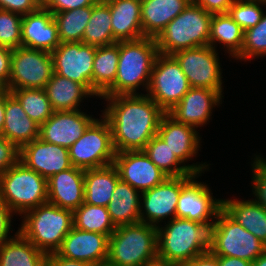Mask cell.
<instances>
[{
	"mask_svg": "<svg viewBox=\"0 0 266 266\" xmlns=\"http://www.w3.org/2000/svg\"><path fill=\"white\" fill-rule=\"evenodd\" d=\"M193 126L176 121L165 113L160 121L157 135L184 164L197 157L201 148V137Z\"/></svg>",
	"mask_w": 266,
	"mask_h": 266,
	"instance_id": "obj_22",
	"label": "cell"
},
{
	"mask_svg": "<svg viewBox=\"0 0 266 266\" xmlns=\"http://www.w3.org/2000/svg\"><path fill=\"white\" fill-rule=\"evenodd\" d=\"M43 6V0H0V9L22 16L32 13Z\"/></svg>",
	"mask_w": 266,
	"mask_h": 266,
	"instance_id": "obj_44",
	"label": "cell"
},
{
	"mask_svg": "<svg viewBox=\"0 0 266 266\" xmlns=\"http://www.w3.org/2000/svg\"><path fill=\"white\" fill-rule=\"evenodd\" d=\"M73 226L79 230L101 233L108 237L116 230L107 207L87 203L73 211Z\"/></svg>",
	"mask_w": 266,
	"mask_h": 266,
	"instance_id": "obj_36",
	"label": "cell"
},
{
	"mask_svg": "<svg viewBox=\"0 0 266 266\" xmlns=\"http://www.w3.org/2000/svg\"><path fill=\"white\" fill-rule=\"evenodd\" d=\"M13 49L0 46V88L8 90Z\"/></svg>",
	"mask_w": 266,
	"mask_h": 266,
	"instance_id": "obj_47",
	"label": "cell"
},
{
	"mask_svg": "<svg viewBox=\"0 0 266 266\" xmlns=\"http://www.w3.org/2000/svg\"><path fill=\"white\" fill-rule=\"evenodd\" d=\"M158 257L157 227L147 223L117 226L109 237V266H143Z\"/></svg>",
	"mask_w": 266,
	"mask_h": 266,
	"instance_id": "obj_6",
	"label": "cell"
},
{
	"mask_svg": "<svg viewBox=\"0 0 266 266\" xmlns=\"http://www.w3.org/2000/svg\"><path fill=\"white\" fill-rule=\"evenodd\" d=\"M119 180V172L114 164L86 169L84 203L107 207Z\"/></svg>",
	"mask_w": 266,
	"mask_h": 266,
	"instance_id": "obj_30",
	"label": "cell"
},
{
	"mask_svg": "<svg viewBox=\"0 0 266 266\" xmlns=\"http://www.w3.org/2000/svg\"><path fill=\"white\" fill-rule=\"evenodd\" d=\"M2 136L19 149L39 138V125L28 117L18 100L7 89Z\"/></svg>",
	"mask_w": 266,
	"mask_h": 266,
	"instance_id": "obj_25",
	"label": "cell"
},
{
	"mask_svg": "<svg viewBox=\"0 0 266 266\" xmlns=\"http://www.w3.org/2000/svg\"><path fill=\"white\" fill-rule=\"evenodd\" d=\"M44 91L54 111L79 110L83 100L95 98L84 85L54 72Z\"/></svg>",
	"mask_w": 266,
	"mask_h": 266,
	"instance_id": "obj_28",
	"label": "cell"
},
{
	"mask_svg": "<svg viewBox=\"0 0 266 266\" xmlns=\"http://www.w3.org/2000/svg\"><path fill=\"white\" fill-rule=\"evenodd\" d=\"M198 6L203 8L208 13L213 14H220V13H227L229 7L236 1V0H193Z\"/></svg>",
	"mask_w": 266,
	"mask_h": 266,
	"instance_id": "obj_48",
	"label": "cell"
},
{
	"mask_svg": "<svg viewBox=\"0 0 266 266\" xmlns=\"http://www.w3.org/2000/svg\"><path fill=\"white\" fill-rule=\"evenodd\" d=\"M113 164L119 172L120 179L141 193L168 178L143 150L116 153Z\"/></svg>",
	"mask_w": 266,
	"mask_h": 266,
	"instance_id": "obj_16",
	"label": "cell"
},
{
	"mask_svg": "<svg viewBox=\"0 0 266 266\" xmlns=\"http://www.w3.org/2000/svg\"><path fill=\"white\" fill-rule=\"evenodd\" d=\"M266 56V11L254 27L244 31L243 45L235 60L251 61Z\"/></svg>",
	"mask_w": 266,
	"mask_h": 266,
	"instance_id": "obj_39",
	"label": "cell"
},
{
	"mask_svg": "<svg viewBox=\"0 0 266 266\" xmlns=\"http://www.w3.org/2000/svg\"><path fill=\"white\" fill-rule=\"evenodd\" d=\"M149 159L168 177H180L186 175H201L209 165L205 163H192L184 165L174 154L168 145L156 134L143 149Z\"/></svg>",
	"mask_w": 266,
	"mask_h": 266,
	"instance_id": "obj_27",
	"label": "cell"
},
{
	"mask_svg": "<svg viewBox=\"0 0 266 266\" xmlns=\"http://www.w3.org/2000/svg\"><path fill=\"white\" fill-rule=\"evenodd\" d=\"M0 197L15 215L22 216L48 202L47 179L18 161L0 175Z\"/></svg>",
	"mask_w": 266,
	"mask_h": 266,
	"instance_id": "obj_7",
	"label": "cell"
},
{
	"mask_svg": "<svg viewBox=\"0 0 266 266\" xmlns=\"http://www.w3.org/2000/svg\"><path fill=\"white\" fill-rule=\"evenodd\" d=\"M9 91L21 104L28 117L39 126L54 113L44 89L24 88Z\"/></svg>",
	"mask_w": 266,
	"mask_h": 266,
	"instance_id": "obj_38",
	"label": "cell"
},
{
	"mask_svg": "<svg viewBox=\"0 0 266 266\" xmlns=\"http://www.w3.org/2000/svg\"><path fill=\"white\" fill-rule=\"evenodd\" d=\"M19 161L47 180L73 167L68 148L47 143L40 138L20 148Z\"/></svg>",
	"mask_w": 266,
	"mask_h": 266,
	"instance_id": "obj_17",
	"label": "cell"
},
{
	"mask_svg": "<svg viewBox=\"0 0 266 266\" xmlns=\"http://www.w3.org/2000/svg\"><path fill=\"white\" fill-rule=\"evenodd\" d=\"M141 195V192L121 179L117 182L107 205L110 218L116 227L140 222Z\"/></svg>",
	"mask_w": 266,
	"mask_h": 266,
	"instance_id": "obj_31",
	"label": "cell"
},
{
	"mask_svg": "<svg viewBox=\"0 0 266 266\" xmlns=\"http://www.w3.org/2000/svg\"><path fill=\"white\" fill-rule=\"evenodd\" d=\"M266 245L234 221L223 209L211 226L210 251L216 256H229L255 261Z\"/></svg>",
	"mask_w": 266,
	"mask_h": 266,
	"instance_id": "obj_8",
	"label": "cell"
},
{
	"mask_svg": "<svg viewBox=\"0 0 266 266\" xmlns=\"http://www.w3.org/2000/svg\"><path fill=\"white\" fill-rule=\"evenodd\" d=\"M222 209L266 245V209L254 199H222Z\"/></svg>",
	"mask_w": 266,
	"mask_h": 266,
	"instance_id": "obj_29",
	"label": "cell"
},
{
	"mask_svg": "<svg viewBox=\"0 0 266 266\" xmlns=\"http://www.w3.org/2000/svg\"><path fill=\"white\" fill-rule=\"evenodd\" d=\"M22 15L0 9V46L15 49L21 46Z\"/></svg>",
	"mask_w": 266,
	"mask_h": 266,
	"instance_id": "obj_41",
	"label": "cell"
},
{
	"mask_svg": "<svg viewBox=\"0 0 266 266\" xmlns=\"http://www.w3.org/2000/svg\"><path fill=\"white\" fill-rule=\"evenodd\" d=\"M218 266H252V262L229 256H218Z\"/></svg>",
	"mask_w": 266,
	"mask_h": 266,
	"instance_id": "obj_51",
	"label": "cell"
},
{
	"mask_svg": "<svg viewBox=\"0 0 266 266\" xmlns=\"http://www.w3.org/2000/svg\"><path fill=\"white\" fill-rule=\"evenodd\" d=\"M109 237L72 227L57 251L60 256L71 260L103 266L108 258Z\"/></svg>",
	"mask_w": 266,
	"mask_h": 266,
	"instance_id": "obj_19",
	"label": "cell"
},
{
	"mask_svg": "<svg viewBox=\"0 0 266 266\" xmlns=\"http://www.w3.org/2000/svg\"><path fill=\"white\" fill-rule=\"evenodd\" d=\"M85 170L71 167L47 180L48 203L71 211L84 203Z\"/></svg>",
	"mask_w": 266,
	"mask_h": 266,
	"instance_id": "obj_23",
	"label": "cell"
},
{
	"mask_svg": "<svg viewBox=\"0 0 266 266\" xmlns=\"http://www.w3.org/2000/svg\"><path fill=\"white\" fill-rule=\"evenodd\" d=\"M212 14L192 1L155 38L158 53L173 55L177 51L209 45Z\"/></svg>",
	"mask_w": 266,
	"mask_h": 266,
	"instance_id": "obj_5",
	"label": "cell"
},
{
	"mask_svg": "<svg viewBox=\"0 0 266 266\" xmlns=\"http://www.w3.org/2000/svg\"><path fill=\"white\" fill-rule=\"evenodd\" d=\"M20 149L0 135V175L19 161Z\"/></svg>",
	"mask_w": 266,
	"mask_h": 266,
	"instance_id": "obj_43",
	"label": "cell"
},
{
	"mask_svg": "<svg viewBox=\"0 0 266 266\" xmlns=\"http://www.w3.org/2000/svg\"><path fill=\"white\" fill-rule=\"evenodd\" d=\"M222 96L218 91L206 88H193L167 112L176 121L197 128L208 124L212 119L213 108L222 104Z\"/></svg>",
	"mask_w": 266,
	"mask_h": 266,
	"instance_id": "obj_20",
	"label": "cell"
},
{
	"mask_svg": "<svg viewBox=\"0 0 266 266\" xmlns=\"http://www.w3.org/2000/svg\"><path fill=\"white\" fill-rule=\"evenodd\" d=\"M194 176L168 177L161 184L143 192L140 222L158 228L162 222L166 223V218L169 221L175 218L180 191Z\"/></svg>",
	"mask_w": 266,
	"mask_h": 266,
	"instance_id": "obj_14",
	"label": "cell"
},
{
	"mask_svg": "<svg viewBox=\"0 0 266 266\" xmlns=\"http://www.w3.org/2000/svg\"><path fill=\"white\" fill-rule=\"evenodd\" d=\"M166 224V225H165ZM157 228L158 257L182 266L210 250L211 226L185 218H173Z\"/></svg>",
	"mask_w": 266,
	"mask_h": 266,
	"instance_id": "obj_3",
	"label": "cell"
},
{
	"mask_svg": "<svg viewBox=\"0 0 266 266\" xmlns=\"http://www.w3.org/2000/svg\"><path fill=\"white\" fill-rule=\"evenodd\" d=\"M60 45L53 13L43 6L22 17L21 46L51 53Z\"/></svg>",
	"mask_w": 266,
	"mask_h": 266,
	"instance_id": "obj_21",
	"label": "cell"
},
{
	"mask_svg": "<svg viewBox=\"0 0 266 266\" xmlns=\"http://www.w3.org/2000/svg\"><path fill=\"white\" fill-rule=\"evenodd\" d=\"M193 0H141L143 36L156 38Z\"/></svg>",
	"mask_w": 266,
	"mask_h": 266,
	"instance_id": "obj_26",
	"label": "cell"
},
{
	"mask_svg": "<svg viewBox=\"0 0 266 266\" xmlns=\"http://www.w3.org/2000/svg\"><path fill=\"white\" fill-rule=\"evenodd\" d=\"M243 36L244 31L228 12L212 15L209 34V45L211 47L217 49L216 45L222 43L225 53H228L229 58L231 56L234 59L242 50Z\"/></svg>",
	"mask_w": 266,
	"mask_h": 266,
	"instance_id": "obj_33",
	"label": "cell"
},
{
	"mask_svg": "<svg viewBox=\"0 0 266 266\" xmlns=\"http://www.w3.org/2000/svg\"><path fill=\"white\" fill-rule=\"evenodd\" d=\"M18 231L46 255L56 253L73 227V211L45 203L26 211Z\"/></svg>",
	"mask_w": 266,
	"mask_h": 266,
	"instance_id": "obj_4",
	"label": "cell"
},
{
	"mask_svg": "<svg viewBox=\"0 0 266 266\" xmlns=\"http://www.w3.org/2000/svg\"><path fill=\"white\" fill-rule=\"evenodd\" d=\"M52 74L51 53L20 46L12 51L8 90L44 89Z\"/></svg>",
	"mask_w": 266,
	"mask_h": 266,
	"instance_id": "obj_12",
	"label": "cell"
},
{
	"mask_svg": "<svg viewBox=\"0 0 266 266\" xmlns=\"http://www.w3.org/2000/svg\"><path fill=\"white\" fill-rule=\"evenodd\" d=\"M190 88L177 60L172 55L158 54L152 68L147 95L167 113Z\"/></svg>",
	"mask_w": 266,
	"mask_h": 266,
	"instance_id": "obj_10",
	"label": "cell"
},
{
	"mask_svg": "<svg viewBox=\"0 0 266 266\" xmlns=\"http://www.w3.org/2000/svg\"><path fill=\"white\" fill-rule=\"evenodd\" d=\"M218 54V50L208 45L177 51L172 56L180 64L190 87L212 89L223 96V72Z\"/></svg>",
	"mask_w": 266,
	"mask_h": 266,
	"instance_id": "obj_11",
	"label": "cell"
},
{
	"mask_svg": "<svg viewBox=\"0 0 266 266\" xmlns=\"http://www.w3.org/2000/svg\"><path fill=\"white\" fill-rule=\"evenodd\" d=\"M13 216H15V214L9 209L7 204L0 197V246L14 236L10 235V232L13 231V229H11Z\"/></svg>",
	"mask_w": 266,
	"mask_h": 266,
	"instance_id": "obj_46",
	"label": "cell"
},
{
	"mask_svg": "<svg viewBox=\"0 0 266 266\" xmlns=\"http://www.w3.org/2000/svg\"><path fill=\"white\" fill-rule=\"evenodd\" d=\"M97 1L98 0H43V7L54 14L76 8L93 6Z\"/></svg>",
	"mask_w": 266,
	"mask_h": 266,
	"instance_id": "obj_45",
	"label": "cell"
},
{
	"mask_svg": "<svg viewBox=\"0 0 266 266\" xmlns=\"http://www.w3.org/2000/svg\"><path fill=\"white\" fill-rule=\"evenodd\" d=\"M143 266H177V265L171 262H168L164 259H161L159 257H156L155 259L146 262Z\"/></svg>",
	"mask_w": 266,
	"mask_h": 266,
	"instance_id": "obj_53",
	"label": "cell"
},
{
	"mask_svg": "<svg viewBox=\"0 0 266 266\" xmlns=\"http://www.w3.org/2000/svg\"><path fill=\"white\" fill-rule=\"evenodd\" d=\"M6 89H0V135L5 121Z\"/></svg>",
	"mask_w": 266,
	"mask_h": 266,
	"instance_id": "obj_52",
	"label": "cell"
},
{
	"mask_svg": "<svg viewBox=\"0 0 266 266\" xmlns=\"http://www.w3.org/2000/svg\"><path fill=\"white\" fill-rule=\"evenodd\" d=\"M91 15L92 6L54 13L60 43L82 42Z\"/></svg>",
	"mask_w": 266,
	"mask_h": 266,
	"instance_id": "obj_37",
	"label": "cell"
},
{
	"mask_svg": "<svg viewBox=\"0 0 266 266\" xmlns=\"http://www.w3.org/2000/svg\"><path fill=\"white\" fill-rule=\"evenodd\" d=\"M252 159L251 188L254 200L266 209V158L259 153V155H253Z\"/></svg>",
	"mask_w": 266,
	"mask_h": 266,
	"instance_id": "obj_42",
	"label": "cell"
},
{
	"mask_svg": "<svg viewBox=\"0 0 266 266\" xmlns=\"http://www.w3.org/2000/svg\"><path fill=\"white\" fill-rule=\"evenodd\" d=\"M85 112L54 111L51 117L39 126V138L47 143L70 148L96 119Z\"/></svg>",
	"mask_w": 266,
	"mask_h": 266,
	"instance_id": "obj_18",
	"label": "cell"
},
{
	"mask_svg": "<svg viewBox=\"0 0 266 266\" xmlns=\"http://www.w3.org/2000/svg\"><path fill=\"white\" fill-rule=\"evenodd\" d=\"M46 257L18 230L0 246V266H46Z\"/></svg>",
	"mask_w": 266,
	"mask_h": 266,
	"instance_id": "obj_32",
	"label": "cell"
},
{
	"mask_svg": "<svg viewBox=\"0 0 266 266\" xmlns=\"http://www.w3.org/2000/svg\"><path fill=\"white\" fill-rule=\"evenodd\" d=\"M266 0H236L228 10L232 19L246 31L260 22Z\"/></svg>",
	"mask_w": 266,
	"mask_h": 266,
	"instance_id": "obj_40",
	"label": "cell"
},
{
	"mask_svg": "<svg viewBox=\"0 0 266 266\" xmlns=\"http://www.w3.org/2000/svg\"><path fill=\"white\" fill-rule=\"evenodd\" d=\"M182 266H218V256L209 250L196 256Z\"/></svg>",
	"mask_w": 266,
	"mask_h": 266,
	"instance_id": "obj_50",
	"label": "cell"
},
{
	"mask_svg": "<svg viewBox=\"0 0 266 266\" xmlns=\"http://www.w3.org/2000/svg\"><path fill=\"white\" fill-rule=\"evenodd\" d=\"M96 47L82 42H65L51 52L53 72L84 85L95 97L101 95L92 87Z\"/></svg>",
	"mask_w": 266,
	"mask_h": 266,
	"instance_id": "obj_13",
	"label": "cell"
},
{
	"mask_svg": "<svg viewBox=\"0 0 266 266\" xmlns=\"http://www.w3.org/2000/svg\"><path fill=\"white\" fill-rule=\"evenodd\" d=\"M200 176L196 174L181 189L176 217L212 226L222 209V199H216L208 184L197 180Z\"/></svg>",
	"mask_w": 266,
	"mask_h": 266,
	"instance_id": "obj_15",
	"label": "cell"
},
{
	"mask_svg": "<svg viewBox=\"0 0 266 266\" xmlns=\"http://www.w3.org/2000/svg\"><path fill=\"white\" fill-rule=\"evenodd\" d=\"M100 118H96L68 149L74 167L86 170L114 163L116 151L113 146L111 127L102 114Z\"/></svg>",
	"mask_w": 266,
	"mask_h": 266,
	"instance_id": "obj_9",
	"label": "cell"
},
{
	"mask_svg": "<svg viewBox=\"0 0 266 266\" xmlns=\"http://www.w3.org/2000/svg\"><path fill=\"white\" fill-rule=\"evenodd\" d=\"M119 42L96 47L92 71V87L102 95L116 79Z\"/></svg>",
	"mask_w": 266,
	"mask_h": 266,
	"instance_id": "obj_35",
	"label": "cell"
},
{
	"mask_svg": "<svg viewBox=\"0 0 266 266\" xmlns=\"http://www.w3.org/2000/svg\"><path fill=\"white\" fill-rule=\"evenodd\" d=\"M82 43L95 47L116 43L113 38L111 13L107 0H98L92 6V15L85 27Z\"/></svg>",
	"mask_w": 266,
	"mask_h": 266,
	"instance_id": "obj_34",
	"label": "cell"
},
{
	"mask_svg": "<svg viewBox=\"0 0 266 266\" xmlns=\"http://www.w3.org/2000/svg\"><path fill=\"white\" fill-rule=\"evenodd\" d=\"M107 102L102 116L109 122L116 153L143 150L157 134L165 112L147 95L101 97Z\"/></svg>",
	"mask_w": 266,
	"mask_h": 266,
	"instance_id": "obj_1",
	"label": "cell"
},
{
	"mask_svg": "<svg viewBox=\"0 0 266 266\" xmlns=\"http://www.w3.org/2000/svg\"><path fill=\"white\" fill-rule=\"evenodd\" d=\"M111 13L113 38L116 42L143 38L141 0H107Z\"/></svg>",
	"mask_w": 266,
	"mask_h": 266,
	"instance_id": "obj_24",
	"label": "cell"
},
{
	"mask_svg": "<svg viewBox=\"0 0 266 266\" xmlns=\"http://www.w3.org/2000/svg\"><path fill=\"white\" fill-rule=\"evenodd\" d=\"M252 266H266V250L252 262Z\"/></svg>",
	"mask_w": 266,
	"mask_h": 266,
	"instance_id": "obj_54",
	"label": "cell"
},
{
	"mask_svg": "<svg viewBox=\"0 0 266 266\" xmlns=\"http://www.w3.org/2000/svg\"><path fill=\"white\" fill-rule=\"evenodd\" d=\"M46 266H94L90 263L78 260H71L60 256L57 252L47 255Z\"/></svg>",
	"mask_w": 266,
	"mask_h": 266,
	"instance_id": "obj_49",
	"label": "cell"
},
{
	"mask_svg": "<svg viewBox=\"0 0 266 266\" xmlns=\"http://www.w3.org/2000/svg\"><path fill=\"white\" fill-rule=\"evenodd\" d=\"M158 54L155 38L143 37L133 41H120L115 82L101 97L144 94L137 92L141 87L142 91L145 89L147 92Z\"/></svg>",
	"mask_w": 266,
	"mask_h": 266,
	"instance_id": "obj_2",
	"label": "cell"
}]
</instances>
